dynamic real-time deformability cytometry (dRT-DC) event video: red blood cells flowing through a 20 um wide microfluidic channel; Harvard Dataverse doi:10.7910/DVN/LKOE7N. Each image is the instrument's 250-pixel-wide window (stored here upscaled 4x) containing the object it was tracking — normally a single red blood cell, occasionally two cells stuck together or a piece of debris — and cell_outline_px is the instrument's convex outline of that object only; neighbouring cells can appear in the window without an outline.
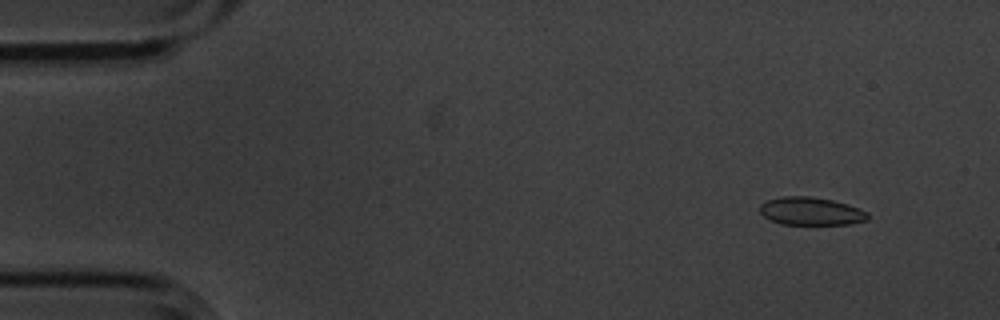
{"species": "common noctule bat (a hibernating species)", "species_latin": "Nyctalus noctula", "temperature_condition": "cold", "stored_images_in_passage": 5, "camera_frame_rate_fps": 3000, "um_per_image_px": 0.085, "animal": {"sex": "male", "body_mass_g": 20.1, "forearm_length_mm": 53.5}, "frame": {"image": 1, "passage_image": 2, "time_ms": 0.333, "image_size_px": [1000, 320], "cell_outline_px": [[868, 220], [852, 224], [780, 224], [764, 216], [760, 212], [760, 204], [764, 200], [780, 196], [808, 196], [832, 200], [848, 204], [868, 212]], "centroid_in_image_um": [68.92, 17.94], "position_along_channel_um": 16.1, "area_um2": 17.69}}
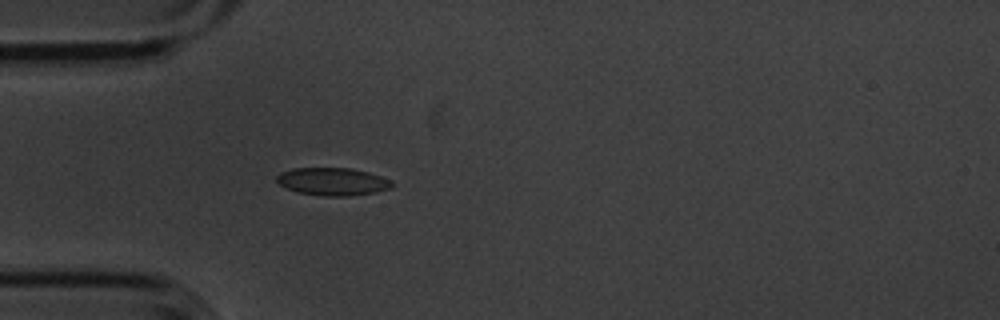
{"frame": {"image": 2, "passage_image": 5, "time_ms": 1.333, "image_size_px": [1000, 320], "cell_outline_px": [[392, 188], [376, 192], [348, 196], [324, 196], [296, 192], [280, 184], [276, 180], [276, 176], [280, 172], [292, 168], [348, 168], [368, 172], [380, 176], [388, 180], [392, 184]], "centroid_in_image_um": [28.24, 15.43], "position_along_channel_um": 56.8, "area_um2": 18.5}}